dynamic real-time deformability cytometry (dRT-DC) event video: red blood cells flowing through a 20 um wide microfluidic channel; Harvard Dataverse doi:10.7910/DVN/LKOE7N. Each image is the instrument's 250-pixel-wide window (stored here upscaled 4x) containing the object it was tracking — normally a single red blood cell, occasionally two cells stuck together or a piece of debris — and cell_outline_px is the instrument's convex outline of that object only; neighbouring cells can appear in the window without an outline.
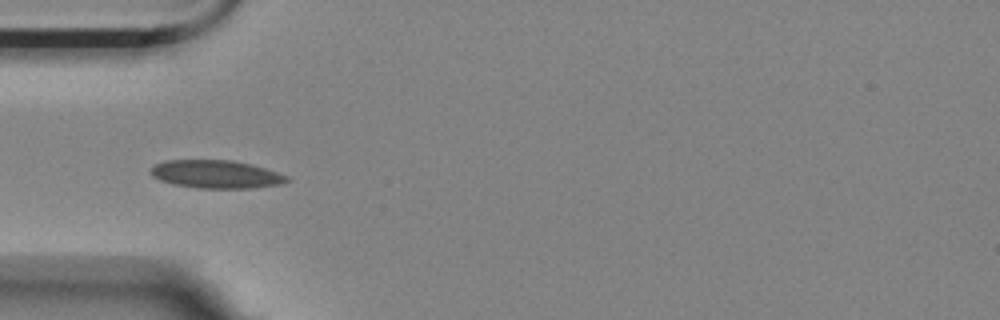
{"species": "Egyptian fruit bat (a non-hibernating species)", "species_latin": "Rousettus aegyptiacus", "temperature_condition": "room temperature", "stored_images_in_passage": 40, "camera_frame_rate_fps": 3000, "um_per_image_px": 0.085, "animal": {"sex": "female"}, "frame": {"image": 1, "passage_image": 1, "time_ms": 0.0, "image_size_px": [1000, 320], "cell_outline_px": [[292, 180], [280, 184], [252, 188], [196, 188], [172, 184], [160, 180], [152, 176], [152, 168], [156, 164], [164, 160], [232, 160], [252, 164], [288, 176]], "centroid_in_image_um": [18.38, 14.81], "position_along_channel_um": 66.6, "area_um2": 22.25}}
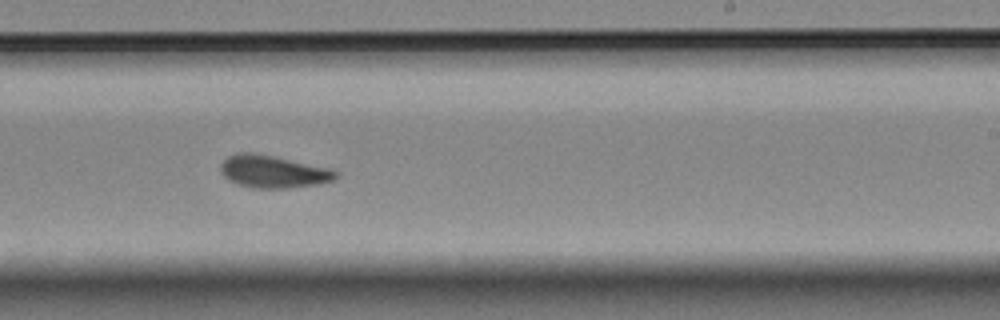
{"frame": {"image": 2, "passage_image": 18, "time_ms": 5.667, "image_size_px": [1000, 320], "cell_outline_px": [[340, 176], [336, 180], [320, 184], [284, 188], [252, 188], [236, 184], [228, 180], [220, 172], [220, 164], [228, 156], [240, 152], [252, 152], [272, 156], [328, 168], [340, 172]], "centroid_in_image_um": [23.22, 14.6], "position_along_channel_um": 265.8, "area_um2": 21.91}}
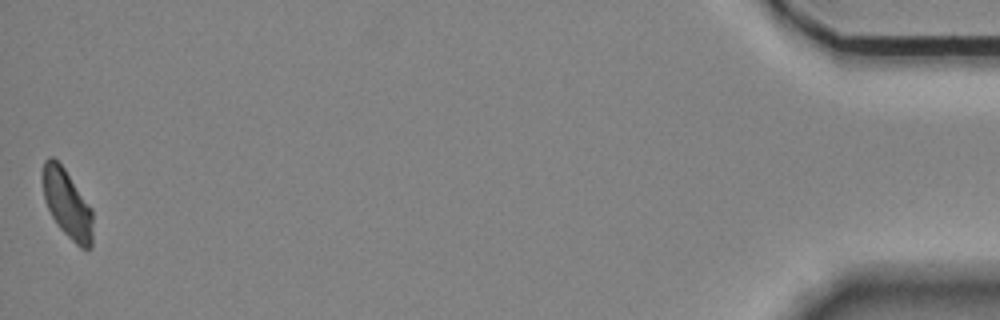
{"frame": {"image": 3, "passage_image": 40, "time_ms": 13.0, "image_size_px": [1000, 320], "cell_outline_px": [[92, 248], [80, 248], [56, 224], [44, 200], [40, 176], [44, 160], [48, 156], [52, 156], [64, 168], [92, 208]], "centroid_in_image_um": [5.67, 17.28], "position_along_channel_um": 429.5, "area_um2": 20.23}, "authors_computed_cell_mechanics": {"area_um2": 21.2704, "velocity_mm_per_s": 3.5058, "shape_relaxation_time_tau1_ms": 6.4406, "shape_relaxation_time_tau2_ms": 1.0429, "deformation_change_tau1": 0.1263, "deformation_change_tau2": 0.0459}}